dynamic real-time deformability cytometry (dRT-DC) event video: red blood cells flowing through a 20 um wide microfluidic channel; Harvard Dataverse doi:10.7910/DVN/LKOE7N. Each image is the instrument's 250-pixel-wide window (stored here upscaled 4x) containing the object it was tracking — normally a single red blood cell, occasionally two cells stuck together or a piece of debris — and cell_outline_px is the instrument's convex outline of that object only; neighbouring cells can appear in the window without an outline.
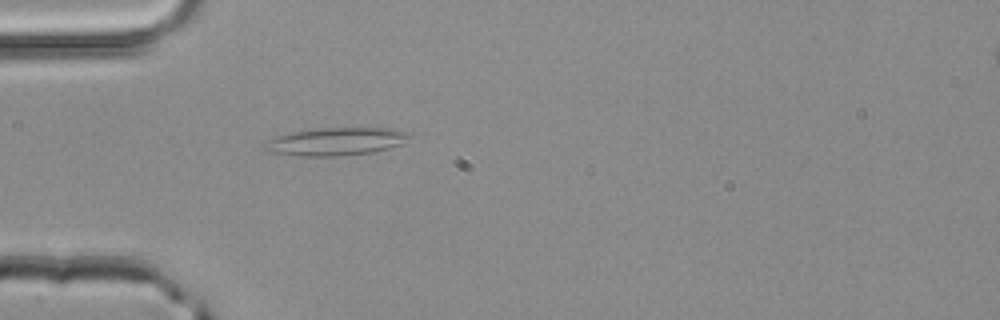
{"species": "common noctule bat (a hibernating species)", "species_latin": "Nyctalus noctula", "temperature_condition": "room temperature", "stored_images_in_passage": 2, "camera_frame_rate_fps": 3000, "um_per_image_px": 0.085, "animal": {"sex": "male", "body_mass_g": 20.4}, "frame": {"image": 1, "passage_image": 2, "time_ms": 0.333, "image_size_px": [1000, 320], "cell_outline_px": [[412, 132], [404, 144], [372, 152], [340, 156], [296, 156], [268, 152], [264, 148], [264, 144], [268, 140], [276, 136], [292, 132], [320, 128], [388, 128]], "centroid_in_image_um": [28.56, 12.03], "position_along_channel_um": 56.4, "area_um2": 23.58}}